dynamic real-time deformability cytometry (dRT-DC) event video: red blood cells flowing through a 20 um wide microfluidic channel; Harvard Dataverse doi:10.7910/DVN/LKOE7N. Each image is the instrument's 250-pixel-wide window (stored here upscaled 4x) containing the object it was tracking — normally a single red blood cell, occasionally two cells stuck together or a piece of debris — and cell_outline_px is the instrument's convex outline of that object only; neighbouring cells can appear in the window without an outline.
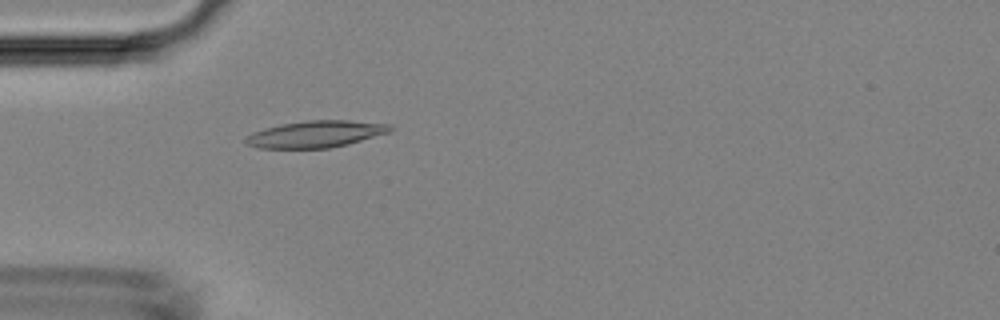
{"species": "Egyptian fruit bat (a non-hibernating species)", "species_latin": "Rousettus aegyptiacus", "temperature_condition": "room temperature", "stored_images_in_passage": 50, "camera_frame_rate_fps": 3000, "um_per_image_px": 0.085, "animal": {"sex": "female"}, "frame": {"image": 1, "passage_image": 15, "time_ms": 4.667, "image_size_px": [1000, 320], "cell_outline_px": [[396, 128], [392, 132], [348, 144], [328, 148], [256, 148], [244, 144], [244, 136], [252, 132], [264, 128], [280, 124], [308, 120], [348, 120], [388, 124]], "centroid_in_image_um": [26.82, 11.4], "position_along_channel_um": 58.2, "area_um2": 22.89}}
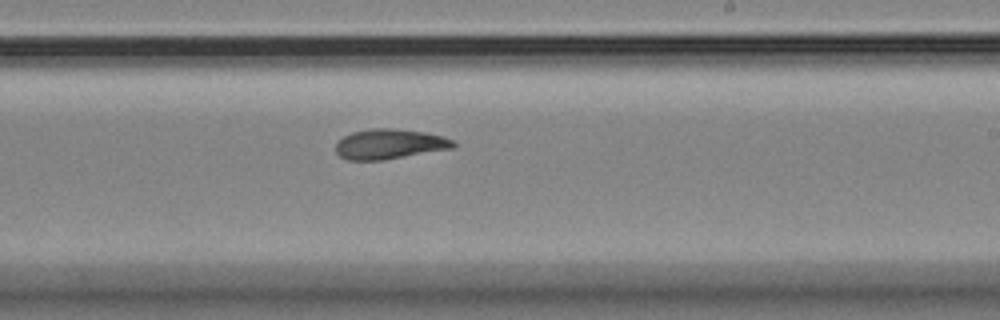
{"frame": {"image": 2, "passage_image": 30, "time_ms": 9.667, "image_size_px": [1000, 320], "cell_outline_px": [[456, 148], [384, 160], [348, 160], [340, 156], [336, 152], [336, 144], [344, 136], [352, 132], [372, 128], [392, 128], [424, 132], [444, 136], [456, 140]], "centroid_in_image_um": [33.18, 12.25], "position_along_channel_um": 255.8, "area_um2": 20.81}}
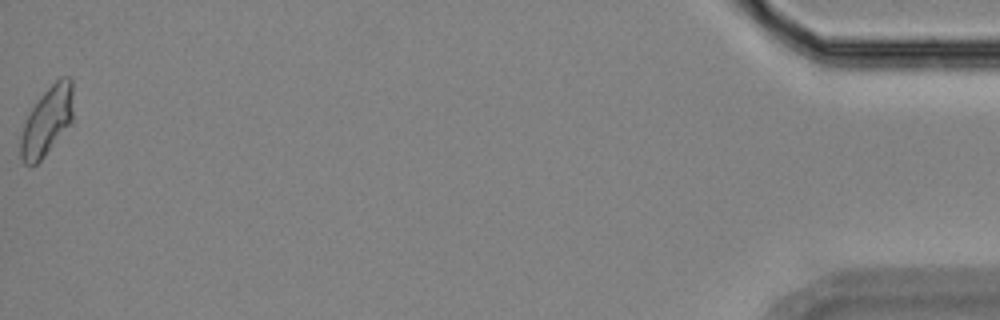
{"frame": {"image": 3, "passage_image": 50, "time_ms": 16.333, "image_size_px": [1000, 320], "cell_outline_px": [[72, 124], [44, 156], [36, 164], [24, 164], [20, 156], [20, 136], [24, 124], [32, 108], [40, 96], [60, 76], [68, 76], [72, 80]], "centroid_in_image_um": [4.01, 10.29], "position_along_channel_um": 431.2, "area_um2": 20.98}}